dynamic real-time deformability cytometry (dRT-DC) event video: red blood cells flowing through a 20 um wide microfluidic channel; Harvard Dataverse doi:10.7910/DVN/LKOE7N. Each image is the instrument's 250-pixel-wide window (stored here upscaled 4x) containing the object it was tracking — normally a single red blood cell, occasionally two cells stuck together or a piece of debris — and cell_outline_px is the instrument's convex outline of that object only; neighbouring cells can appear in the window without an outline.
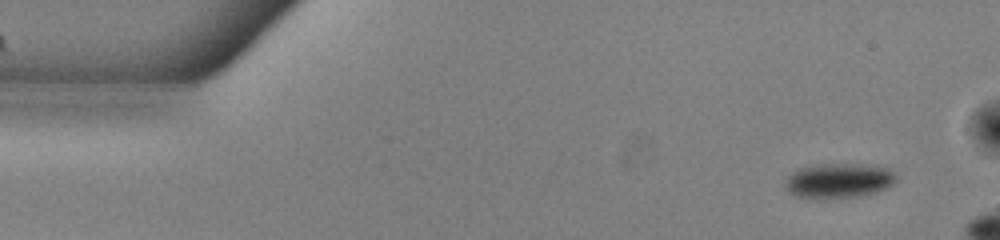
{"species": "common noctule bat (a hibernating species)", "species_latin": "Nyctalus noctula", "temperature_condition": "warm", "stored_images_in_passage": 45, "camera_frame_rate_fps": 3000, "um_per_image_px": 0.085, "animal": {"sex": "male", "body_mass_g": 13.0, "forearm_length_mm": 53.1}, "frame": {"image": 1, "passage_image": 1, "time_ms": 0.0, "image_size_px": [1000, 240], "cell_outline_px": [[896, 180], [892, 184], [884, 188], [872, 192], [856, 196], [796, 196], [788, 192], [784, 188], [784, 180], [796, 168], [820, 164], [868, 164], [888, 168], [896, 176]], "centroid_in_image_um": [71.24, 15.3], "position_along_channel_um": 13.8, "area_um2": 21.91}}
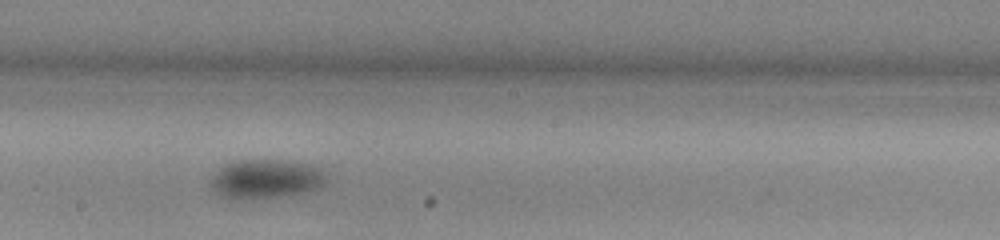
{"frame": {"image": 2, "passage_image": 26, "time_ms": 8.333, "image_size_px": [1000, 240], "cell_outline_px": [[328, 180], [320, 188], [308, 192], [288, 196], [232, 200], [216, 192], [208, 184], [208, 180], [224, 164], [240, 160], [280, 160], [308, 164], [320, 168], [328, 172]], "centroid_in_image_um": [22.64, 15.23], "position_along_channel_um": 225.6, "area_um2": 26.93}}
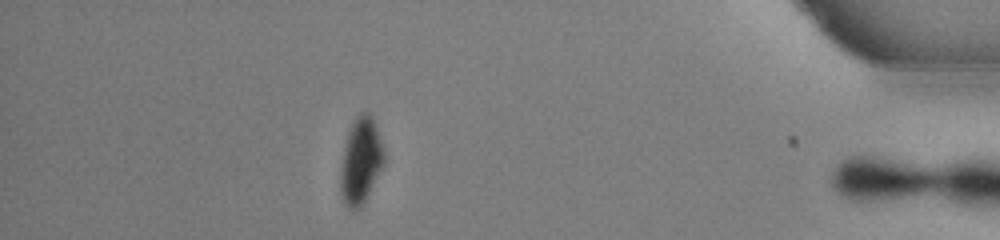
{"frame": {"image": 3, "passage_image": 44, "time_ms": 14.333, "image_size_px": [1000, 240], "cell_outline_px": [[384, 160], [360, 208], [356, 212], [348, 208], [344, 200], [340, 188], [340, 168], [344, 148], [348, 132], [356, 116], [360, 112], [368, 112], [372, 116], [384, 152]], "centroid_in_image_um": [30.63, 13.65], "position_along_channel_um": 404.6, "area_um2": 21.15}, "authors_computed_cell_mechanics": {"area_um2": 26.2412, "velocity_mm_per_s": 3.853, "shape_relaxation_time_tau1_ms": 2.0678, "shape_relaxation_time_tau2_ms": null, "deformation_change_tau1": 0.0722, "deformation_change_tau2": null}}